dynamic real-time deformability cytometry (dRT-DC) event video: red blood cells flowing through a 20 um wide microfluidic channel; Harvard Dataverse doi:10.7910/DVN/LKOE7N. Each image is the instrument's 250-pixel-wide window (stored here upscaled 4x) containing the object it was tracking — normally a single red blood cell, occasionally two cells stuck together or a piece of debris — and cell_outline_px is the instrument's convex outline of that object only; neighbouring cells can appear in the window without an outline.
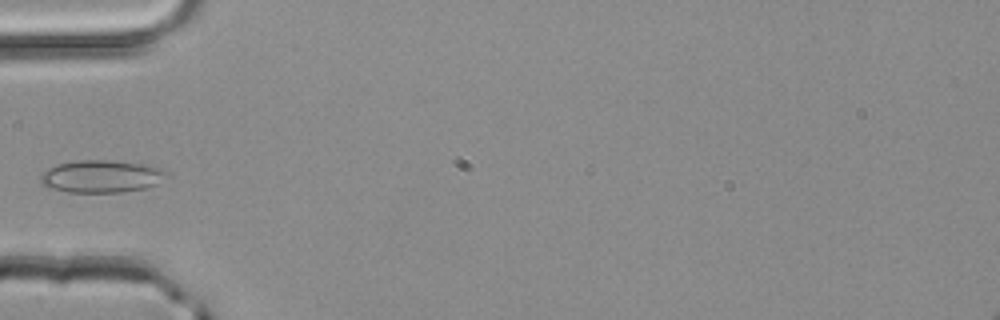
{"species": "common noctule bat (a hibernating species)", "species_latin": "Nyctalus noctula", "temperature_condition": "room temperature", "stored_images_in_passage": 3, "camera_frame_rate_fps": 3000, "um_per_image_px": 0.085, "animal": {"sex": "male", "body_mass_g": 20.4}, "frame": {"image": 1, "passage_image": 3, "time_ms": 0.667, "image_size_px": [1000, 320], "cell_outline_px": [[168, 176], [156, 184], [144, 188], [124, 192], [68, 192], [48, 188], [40, 180], [40, 176], [48, 168], [56, 164], [76, 160], [112, 160], [148, 164], [160, 168], [168, 172]], "centroid_in_image_um": [8.63, 14.98], "position_along_channel_um": 76.4, "area_um2": 24.04}}